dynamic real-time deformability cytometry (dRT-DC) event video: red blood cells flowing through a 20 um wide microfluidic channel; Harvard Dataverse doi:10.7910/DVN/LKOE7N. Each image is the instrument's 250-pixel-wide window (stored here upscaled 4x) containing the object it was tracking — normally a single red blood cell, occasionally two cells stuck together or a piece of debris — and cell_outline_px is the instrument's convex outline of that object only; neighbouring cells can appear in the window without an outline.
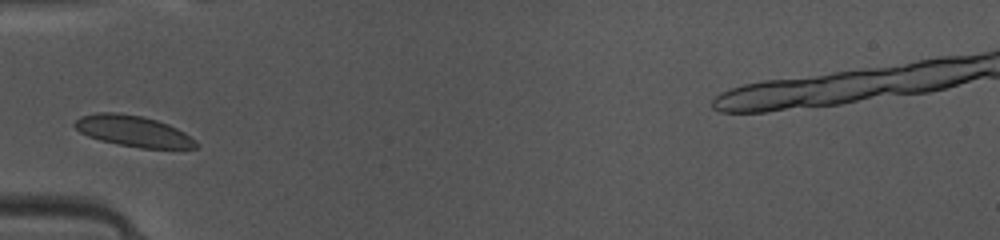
{"species": "common noctule bat (a hibernating species)", "species_latin": "Nyctalus noctula", "temperature_condition": "warm", "stored_images_in_passage": 34, "camera_frame_rate_fps": 3000, "um_per_image_px": 0.085, "animal": {"sex": "female", "body_mass_g": 10.0, "forearm_length_mm": 53.1}, "frame": {"image": 1, "passage_image": 1, "time_ms": 0.0, "image_size_px": [1000, 240], "cell_outline_px": [[200, 144], [196, 148], [140, 148], [100, 140], [88, 136], [80, 132], [72, 124], [80, 116], [96, 112], [116, 112], [144, 116], [168, 124], [184, 132], [196, 140]], "centroid_in_image_um": [11.32, 11.13], "position_along_channel_um": 73.7, "area_um2": 21.96}}
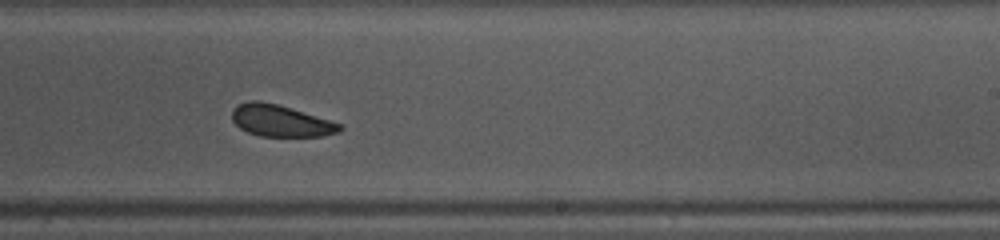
{"frame": {"image": 2, "passage_image": 15, "time_ms": 4.667, "image_size_px": [1000, 240], "cell_outline_px": [[344, 128], [340, 132], [324, 136], [260, 136], [248, 132], [240, 128], [232, 120], [232, 108], [236, 104], [248, 100], [260, 100], [276, 104], [344, 124]], "centroid_in_image_um": [23.86, 10.26], "position_along_channel_um": 265.1, "area_um2": 20.06}}
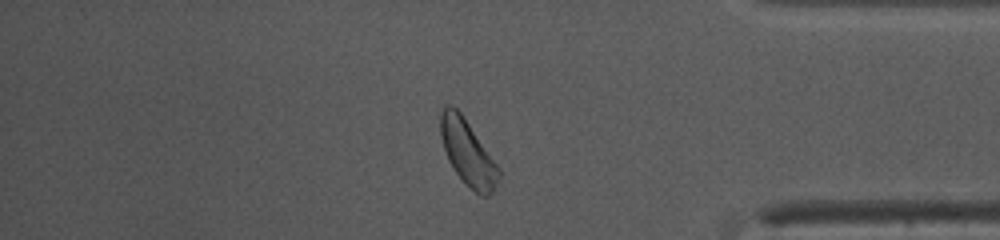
{"frame": {"image": 3, "passage_image": 26, "time_ms": 8.333, "image_size_px": [1000, 240], "cell_outline_px": [[500, 176], [492, 192], [488, 196], [480, 196], [456, 172], [448, 160], [440, 136], [440, 112], [444, 104], [452, 104], [460, 112], [500, 168]], "centroid_in_image_um": [39.74, 12.93], "position_along_channel_um": 395.5, "area_um2": 21.79}, "authors_computed_cell_mechanics": {"area_um2": 21.2704, "velocity_mm_per_s": 4.0866, "shape_relaxation_time_tau1_ms": 3.3723, "shape_relaxation_time_tau2_ms": 3.5151, "deformation_change_tau1": 0.051, "deformation_change_tau2": 0.0701}}